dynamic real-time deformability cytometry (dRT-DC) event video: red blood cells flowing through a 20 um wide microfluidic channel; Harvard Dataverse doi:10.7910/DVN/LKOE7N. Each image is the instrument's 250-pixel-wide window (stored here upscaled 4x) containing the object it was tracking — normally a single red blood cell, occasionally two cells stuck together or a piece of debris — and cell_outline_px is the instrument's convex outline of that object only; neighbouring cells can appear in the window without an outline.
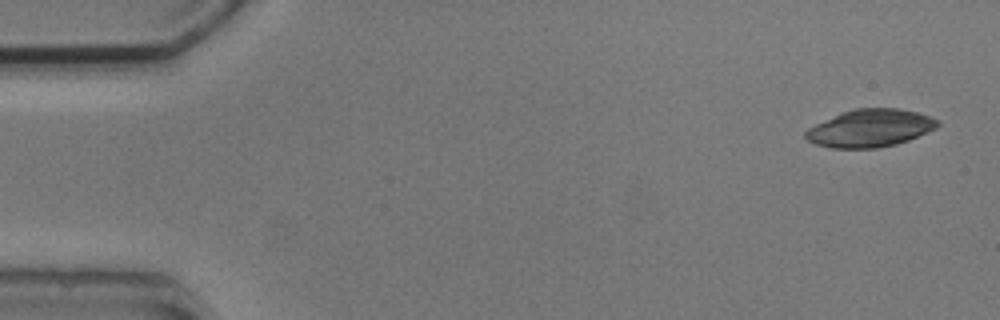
{"species": "common noctule bat (a hibernating species)", "species_latin": "Nyctalus noctula", "temperature_condition": "cold", "stored_images_in_passage": 5, "camera_frame_rate_fps": 3000, "um_per_image_px": 0.085, "animal": {"sex": "male", "body_mass_g": 20.5, "forearm_length_mm": 52.5}, "frame": {"image": 1, "passage_image": 1, "time_ms": 0.0, "image_size_px": [1000, 320], "cell_outline_px": [[940, 124], [936, 128], [908, 140], [896, 144], [876, 148], [832, 148], [816, 144], [808, 140], [804, 136], [804, 132], [808, 128], [816, 124], [844, 112], [856, 108], [900, 108], [916, 112], [940, 120]], "centroid_in_image_um": [73.98, 10.9], "position_along_channel_um": 11.0, "area_um2": 28.67}}